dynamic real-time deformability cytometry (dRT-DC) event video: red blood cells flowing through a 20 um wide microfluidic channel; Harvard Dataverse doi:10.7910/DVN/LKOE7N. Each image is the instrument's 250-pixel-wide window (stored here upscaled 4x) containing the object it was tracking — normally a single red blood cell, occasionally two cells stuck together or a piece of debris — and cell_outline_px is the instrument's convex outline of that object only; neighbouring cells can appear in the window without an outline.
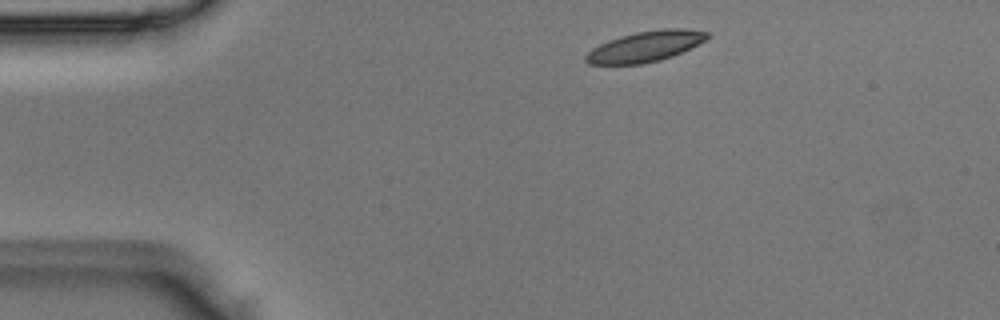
{"species": "Egyptian fruit bat (a non-hibernating species)", "species_latin": "Rousettus aegyptiacus", "temperature_condition": "room temperature", "stored_images_in_passage": 4, "camera_frame_rate_fps": 3000, "um_per_image_px": 0.085, "animal": {"sex": "male"}, "frame": {"image": 1, "passage_image": 1, "time_ms": 0.0, "image_size_px": [1000, 320], "cell_outline_px": [[708, 36], [704, 40], [672, 56], [660, 60], [640, 64], [588, 64], [584, 60], [584, 56], [592, 48], [608, 40], [620, 36], [636, 32], [664, 28], [684, 28], [708, 32]], "centroid_in_image_um": [54.79, 3.94], "position_along_channel_um": 30.2, "area_um2": 21.39}}
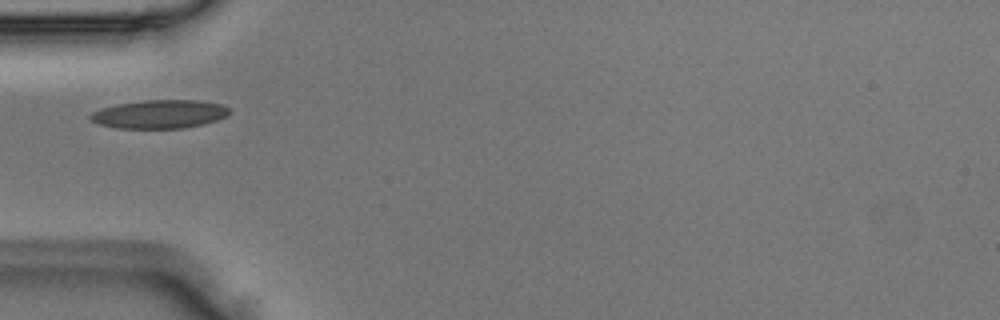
{"frame": {"image": 2, "passage_image": 3, "time_ms": 0.667, "image_size_px": [1000, 320], "cell_outline_px": [[232, 112], [228, 116], [204, 124], [184, 128], [116, 128], [100, 124], [92, 120], [88, 116], [92, 112], [100, 108], [116, 104], [144, 100], [200, 100], [220, 104], [232, 108]], "centroid_in_image_um": [13.61, 9.69], "position_along_channel_um": 71.4, "area_um2": 23.29}}